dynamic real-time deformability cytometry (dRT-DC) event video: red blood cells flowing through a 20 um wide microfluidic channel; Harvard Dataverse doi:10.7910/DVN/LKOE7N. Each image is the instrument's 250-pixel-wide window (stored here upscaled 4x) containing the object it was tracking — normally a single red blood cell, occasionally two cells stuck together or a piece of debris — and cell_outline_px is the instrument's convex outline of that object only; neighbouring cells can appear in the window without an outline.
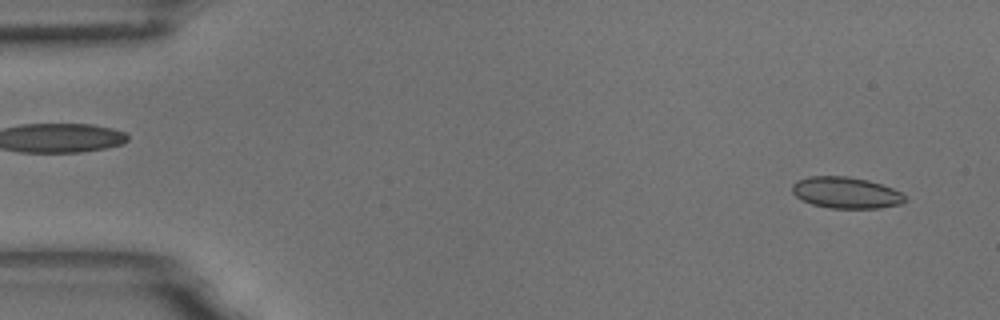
{"species": "common noctule bat (a hibernating species)", "species_latin": "Nyctalus noctula", "temperature_condition": "room temperature", "stored_images_in_passage": 56, "camera_frame_rate_fps": 3000, "um_per_image_px": 0.085, "animal": {"sex": "male", "body_mass_g": 18.8}, "frame": {"image": 1, "passage_image": 3, "time_ms": 0.667, "image_size_px": [1000, 320], "cell_outline_px": [[908, 200], [900, 204], [880, 208], [828, 208], [812, 204], [796, 196], [792, 192], [792, 184], [796, 180], [808, 176], [848, 176], [868, 180], [892, 188], [908, 196]], "centroid_in_image_um": [71.92, 16.37], "position_along_channel_um": 13.1, "area_um2": 20.75}}
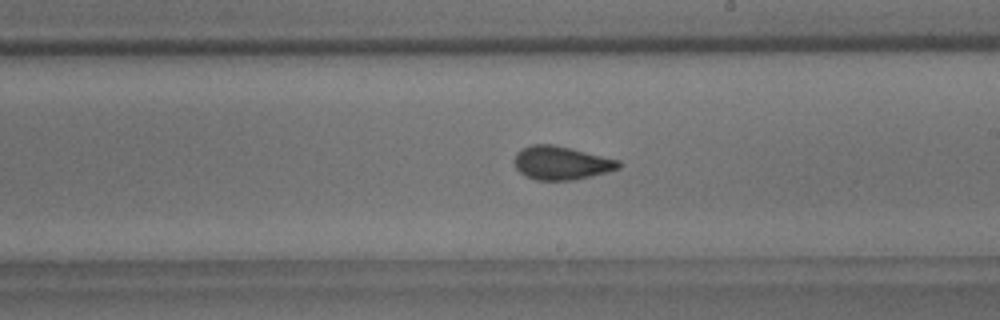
{"frame": {"image": 2, "passage_image": 32, "time_ms": 10.333, "image_size_px": [1000, 320], "cell_outline_px": [[624, 164], [620, 168], [608, 172], [592, 176], [572, 180], [536, 180], [524, 176], [516, 168], [512, 160], [516, 152], [532, 144], [552, 144], [620, 160]], "centroid_in_image_um": [47.71, 13.86], "position_along_channel_um": 241.3, "area_um2": 20.52}}
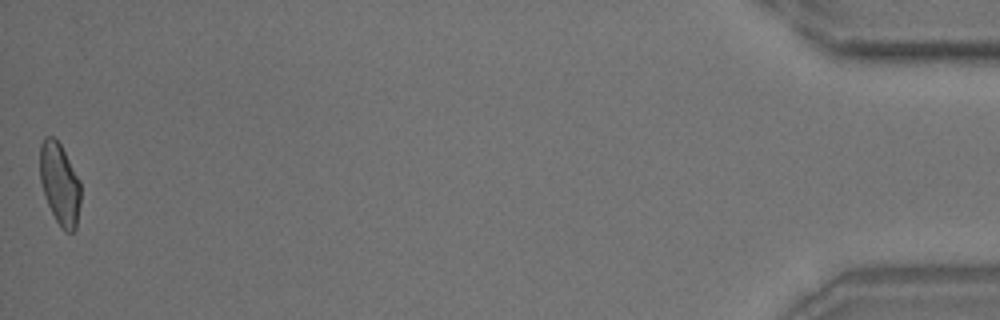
{"frame": {"image": 3, "passage_image": 56, "time_ms": 18.333, "image_size_px": [1000, 320], "cell_outline_px": [[80, 204], [76, 228], [72, 232], [64, 232], [60, 228], [48, 204], [40, 180], [40, 144], [44, 136], [52, 136], [60, 144], [80, 180]], "centroid_in_image_um": [5.08, 15.64], "position_along_channel_um": 430.1, "area_um2": 19.36}, "authors_computed_cell_mechanics": {"area_um2": 20.23, "velocity_mm_per_s": 3.5555, "shape_relaxation_time_tau1_ms": null, "shape_relaxation_time_tau2_ms": 0.9769, "deformation_change_tau1": null, "deformation_change_tau2": 0.0718}}